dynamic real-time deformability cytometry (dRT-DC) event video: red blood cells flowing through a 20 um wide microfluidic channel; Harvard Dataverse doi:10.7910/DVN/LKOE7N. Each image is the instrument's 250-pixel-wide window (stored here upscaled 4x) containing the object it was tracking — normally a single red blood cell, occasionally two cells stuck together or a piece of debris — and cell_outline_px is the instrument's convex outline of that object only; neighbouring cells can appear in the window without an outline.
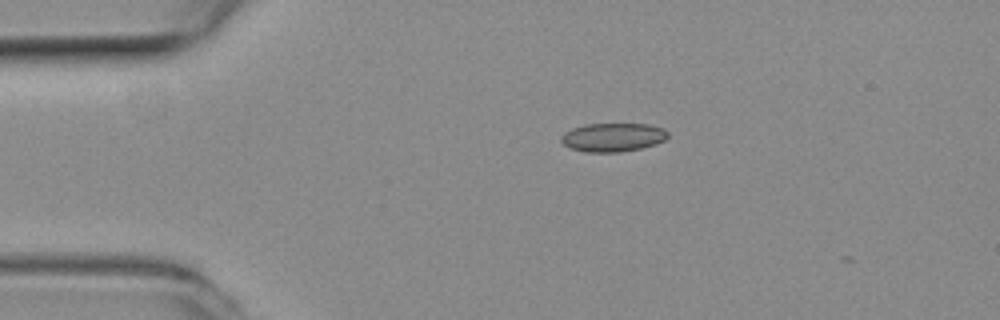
{"species": "common noctule bat (a hibernating species)", "species_latin": "Nyctalus noctula", "temperature_condition": "room temperature", "stored_images_in_passage": 43, "camera_frame_rate_fps": 3000, "um_per_image_px": 0.085, "animal": {"sex": "female", "body_mass_g": 19.3, "forearm_length_mm": 54.1}, "frame": {"image": 1, "passage_image": 1, "time_ms": 0.0, "image_size_px": [1000, 320], "cell_outline_px": [[668, 136], [664, 140], [656, 144], [640, 148], [620, 152], [584, 152], [572, 148], [564, 144], [560, 140], [560, 136], [564, 132], [572, 128], [584, 124], [648, 124], [664, 128], [668, 132]], "centroid_in_image_um": [52.09, 11.66], "position_along_channel_um": 32.9, "area_um2": 17.86}}
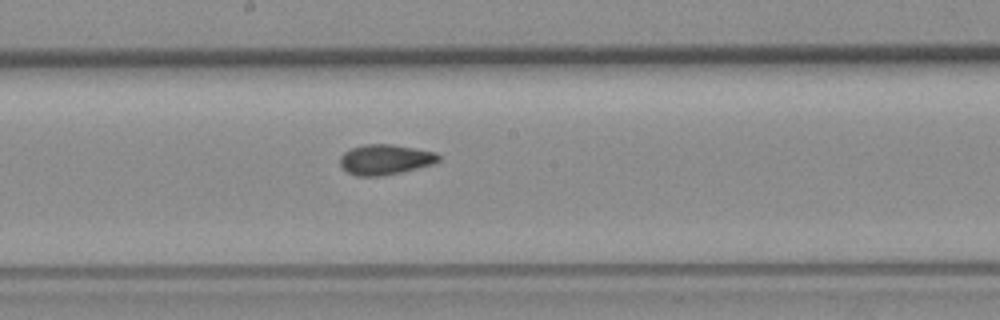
{"frame": {"image": 2, "passage_image": 19, "time_ms": 6.0, "image_size_px": [1000, 320], "cell_outline_px": [[440, 160], [432, 164], [384, 176], [356, 176], [348, 172], [340, 164], [340, 156], [344, 152], [352, 148], [364, 144], [392, 144], [436, 152], [440, 156]], "centroid_in_image_um": [32.73, 13.56], "position_along_channel_um": 215.5, "area_um2": 17.28}}
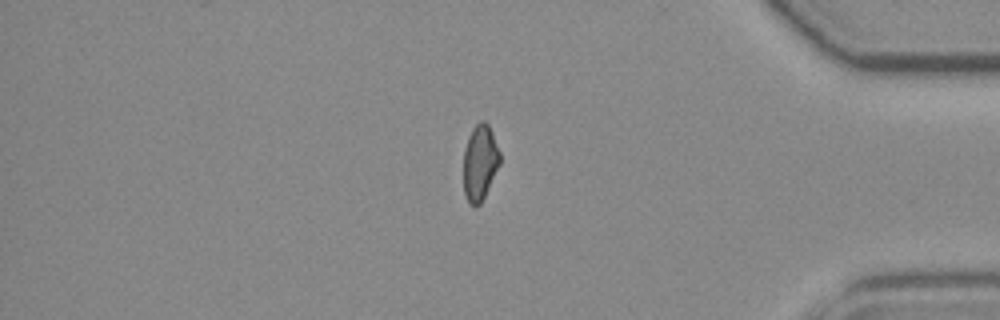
{"frame": {"image": 3, "passage_image": 36, "time_ms": 11.667, "image_size_px": [1000, 320], "cell_outline_px": [[500, 164], [480, 204], [476, 208], [468, 200], [464, 192], [464, 148], [468, 136], [472, 128], [480, 120], [484, 120], [488, 124], [492, 132], [500, 152]], "centroid_in_image_um": [40.79, 13.78], "position_along_channel_um": 394.4, "area_um2": 16.01}, "authors_computed_cell_mechanics": {"area_um2": 17.1088, "velocity_mm_per_s": 3.7338, "shape_relaxation_time_tau1_ms": null, "shape_relaxation_time_tau2_ms": 2.0863, "deformation_change_tau1": null, "deformation_change_tau2": 0.0668}}